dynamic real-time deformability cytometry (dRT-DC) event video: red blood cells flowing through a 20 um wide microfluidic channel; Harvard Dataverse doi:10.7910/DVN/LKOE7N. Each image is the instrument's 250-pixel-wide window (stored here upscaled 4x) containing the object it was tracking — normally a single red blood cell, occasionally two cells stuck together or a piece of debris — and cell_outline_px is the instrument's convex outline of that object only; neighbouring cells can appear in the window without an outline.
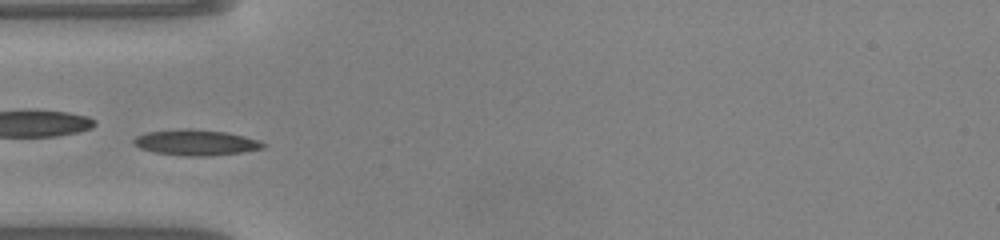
{"species": "common noctule bat (a hibernating species)", "species_latin": "Nyctalus noctula", "temperature_condition": "warm", "stored_images_in_passage": 25, "camera_frame_rate_fps": 3000, "um_per_image_px": 0.085, "animal": {"sex": "male", "body_mass_g": 20.0, "forearm_length_mm": 53.3}, "frame": {"image": 1, "passage_image": 1, "time_ms": 0.0, "image_size_px": [1000, 240], "cell_outline_px": [[268, 144], [264, 148], [240, 152], [212, 156], [184, 156], [156, 152], [140, 148], [132, 144], [132, 140], [136, 136], [148, 132], [184, 128], [192, 128], [224, 132], [244, 136], [260, 140]], "centroid_in_image_um": [16.66, 12.11], "position_along_channel_um": 68.3, "area_um2": 19.48}}
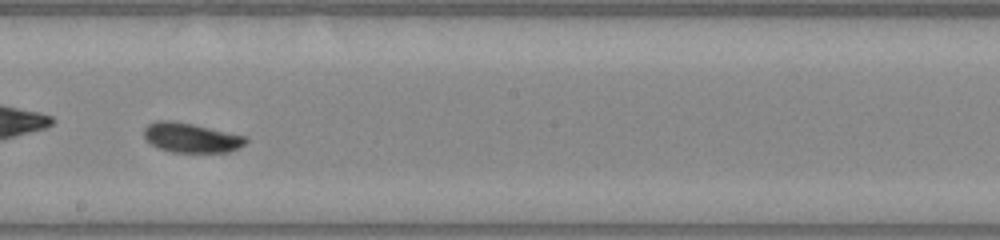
{"frame": {"image": 2, "passage_image": 13, "time_ms": 4.0, "image_size_px": [1000, 240], "cell_outline_px": [[248, 140], [240, 148], [228, 152], [172, 152], [156, 148], [144, 140], [144, 128], [148, 124], [156, 120], [168, 120], [192, 124], [244, 136]], "centroid_in_image_um": [16.18, 11.72], "position_along_channel_um": 232.0, "area_um2": 17.57}}
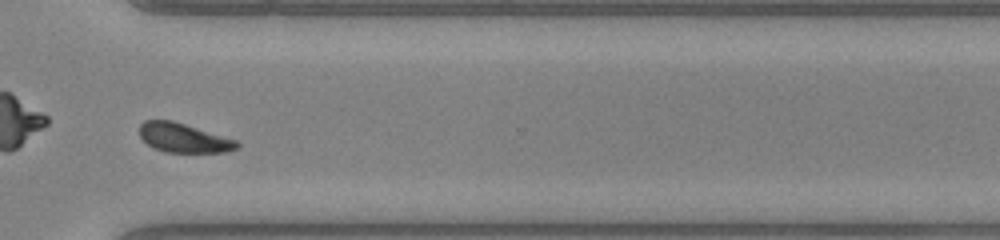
{"frame": {"image": 3, "passage_image": 22, "time_ms": 7.0, "image_size_px": [1000, 240], "cell_outline_px": [[240, 144], [236, 148], [224, 152], [164, 152], [152, 148], [140, 136], [140, 124], [144, 120], [172, 120], [236, 140]], "centroid_in_image_um": [15.57, 11.72], "position_along_channel_um": 355.0, "area_um2": 16.42}}